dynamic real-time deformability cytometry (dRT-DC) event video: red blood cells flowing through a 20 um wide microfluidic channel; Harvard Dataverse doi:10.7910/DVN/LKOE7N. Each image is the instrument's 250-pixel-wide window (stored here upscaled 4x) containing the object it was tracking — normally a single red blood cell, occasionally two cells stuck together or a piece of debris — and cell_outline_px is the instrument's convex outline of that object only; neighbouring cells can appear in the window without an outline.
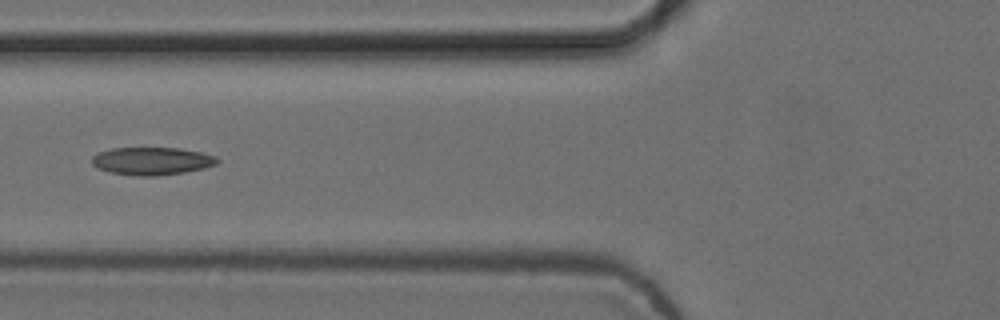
{"species": "common noctule bat (a hibernating species)", "species_latin": "Nyctalus noctula", "temperature_condition": "cold", "stored_images_in_passage": 3, "camera_frame_rate_fps": 3000, "um_per_image_px": 0.085, "animal": {"sex": "female", "body_mass_g": 24.6, "forearm_length_mm": 56.2}, "frame": {"image": 1, "passage_image": 3, "time_ms": 0.667, "image_size_px": [1000, 320], "cell_outline_px": [[220, 160], [216, 164], [204, 168], [184, 172], [156, 176], [136, 176], [112, 172], [96, 168], [92, 164], [92, 156], [96, 152], [112, 148], [180, 148], [200, 152], [216, 156]], "centroid_in_image_um": [12.89, 13.68], "position_along_channel_um": 112.9, "area_um2": 20.35}}